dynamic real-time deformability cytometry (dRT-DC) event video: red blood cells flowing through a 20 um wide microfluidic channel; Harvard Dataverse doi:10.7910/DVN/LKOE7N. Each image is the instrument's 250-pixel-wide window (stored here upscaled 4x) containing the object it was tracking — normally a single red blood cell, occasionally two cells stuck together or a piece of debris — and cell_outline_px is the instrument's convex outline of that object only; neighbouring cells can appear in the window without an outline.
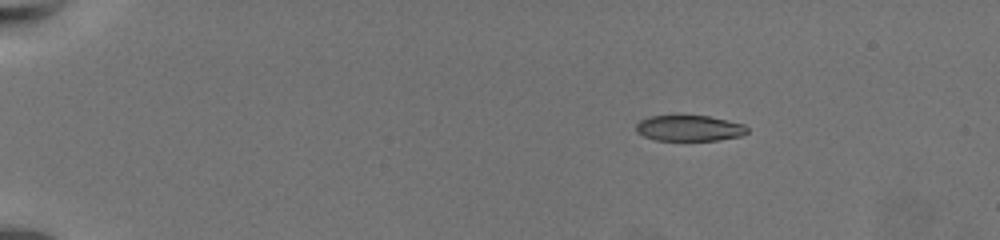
{"species": "common noctule bat (a hibernating species)", "species_latin": "Nyctalus noctula", "temperature_condition": "warm", "stored_images_in_passage": 53, "camera_frame_rate_fps": 3000, "um_per_image_px": 0.085, "animal": {"sex": "female", "body_mass_g": 19.5, "forearm_length_mm": 54.1}, "frame": {"image": 1, "passage_image": 1, "time_ms": 0.0, "image_size_px": [1000, 240], "cell_outline_px": [[748, 132], [740, 136], [716, 140], [656, 140], [644, 136], [636, 132], [636, 124], [640, 120], [652, 116], [708, 116], [744, 124], [748, 128]], "centroid_in_image_um": [58.58, 10.9], "position_along_channel_um": 26.4, "area_um2": 16.53}}
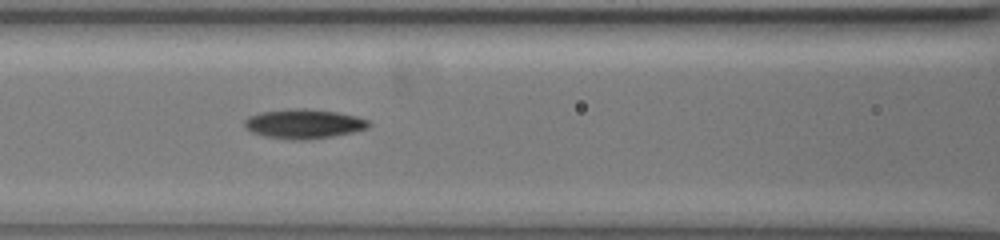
{"frame": {"image": 2, "passage_image": 21, "time_ms": 6.667, "image_size_px": [1000, 240], "cell_outline_px": [[372, 124], [368, 128], [352, 132], [332, 136], [308, 140], [292, 140], [264, 136], [252, 132], [244, 128], [244, 120], [248, 116], [260, 112], [288, 108], [304, 108], [336, 112], [356, 116], [368, 120]], "centroid_in_image_um": [25.79, 10.52], "position_along_channel_um": 140.8, "area_um2": 21.5}}
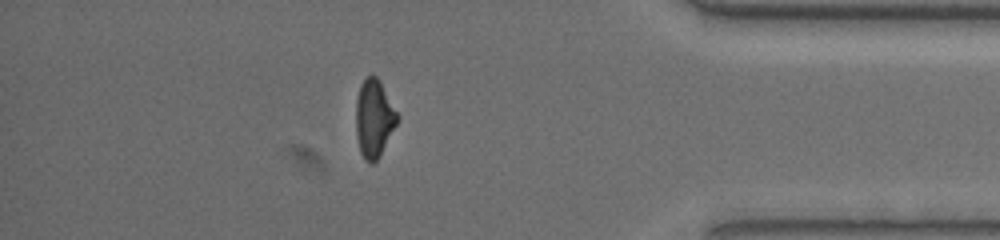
{"frame": {"image": 3, "passage_image": 46, "time_ms": 15.0, "image_size_px": [1000, 240], "cell_outline_px": [[400, 116], [380, 156], [372, 164], [368, 164], [364, 160], [360, 152], [356, 136], [356, 100], [360, 84], [368, 76], [376, 76], [380, 80]], "centroid_in_image_um": [31.79, 10.08], "position_along_channel_um": 403.4, "area_um2": 18.9}, "authors_computed_cell_mechanics": {"area_um2": 19.363, "velocity_mm_per_s": 3.4607, "shape_relaxation_time_tau1_ms": 4.1026, "shape_relaxation_time_tau2_ms": 4.3071, "deformation_change_tau1": 0.1819, "deformation_change_tau2": 0.1061}}